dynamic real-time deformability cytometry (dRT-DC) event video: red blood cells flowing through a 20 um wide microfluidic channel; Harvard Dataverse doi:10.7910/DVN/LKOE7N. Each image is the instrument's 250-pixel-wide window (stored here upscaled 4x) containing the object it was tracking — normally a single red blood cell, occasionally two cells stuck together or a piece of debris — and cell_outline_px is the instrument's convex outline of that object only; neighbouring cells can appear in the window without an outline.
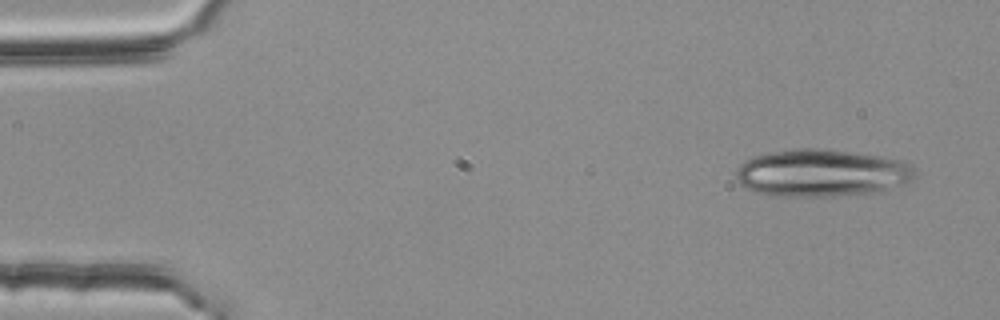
{"species": "common noctule bat (a hibernating species)", "species_latin": "Nyctalus noctula", "temperature_condition": "room temperature", "stored_images_in_passage": 3, "camera_frame_rate_fps": 3000, "um_per_image_px": 0.085, "animal": {"sex": "female", "body_mass_g": 25.1}, "frame": {"image": 1, "passage_image": 1, "time_ms": 0.0, "image_size_px": [1000, 320], "cell_outline_px": [[916, 176], [912, 180], [884, 192], [832, 196], [784, 196], [756, 192], [740, 184], [736, 176], [736, 172], [740, 164], [744, 160], [756, 156], [772, 152], [796, 148], [816, 148], [880, 156], [900, 160], [912, 164], [916, 168]], "centroid_in_image_um": [69.91, 14.71], "position_along_channel_um": 15.1, "area_um2": 49.42}}